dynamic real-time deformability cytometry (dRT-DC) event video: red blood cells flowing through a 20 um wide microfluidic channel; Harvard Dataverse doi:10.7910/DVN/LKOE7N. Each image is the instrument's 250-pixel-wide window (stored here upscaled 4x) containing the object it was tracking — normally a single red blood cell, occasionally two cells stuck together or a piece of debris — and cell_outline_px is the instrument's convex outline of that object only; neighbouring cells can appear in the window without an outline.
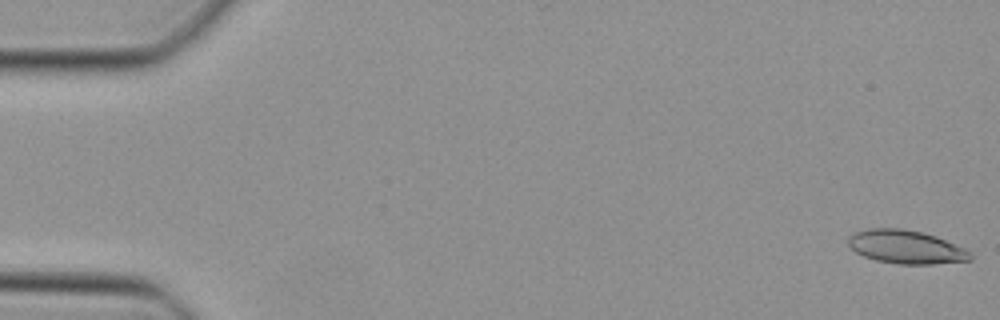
{"species": "Egyptian fruit bat (a non-hibernating species)", "species_latin": "Rousettus aegyptiacus", "temperature_condition": "cold", "stored_images_in_passage": 13, "camera_frame_rate_fps": 3000, "um_per_image_px": 0.085, "animal": {"sex": "female"}, "frame": {"image": 1, "passage_image": 1, "time_ms": 0.0, "image_size_px": [1000, 320], "cell_outline_px": [[972, 260], [932, 264], [900, 264], [876, 260], [864, 256], [856, 252], [848, 244], [848, 236], [856, 232], [868, 228], [900, 228], [920, 232], [936, 236], [964, 248], [972, 252]], "centroid_in_image_um": [77.02, 20.99], "position_along_channel_um": 8.0, "area_um2": 23.7}}
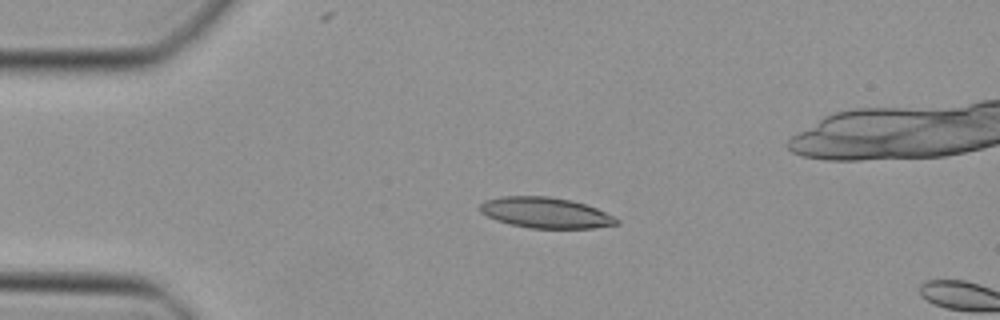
{"frame": {"image": 2, "passage_image": 11, "time_ms": 3.333, "image_size_px": [1000, 320], "cell_outline_px": [[620, 224], [592, 228], [528, 228], [496, 220], [480, 212], [480, 204], [484, 200], [500, 196], [548, 196], [572, 200], [596, 208], [616, 216], [620, 220]], "centroid_in_image_um": [46.4, 18.08], "position_along_channel_um": 38.6, "area_um2": 24.57}}